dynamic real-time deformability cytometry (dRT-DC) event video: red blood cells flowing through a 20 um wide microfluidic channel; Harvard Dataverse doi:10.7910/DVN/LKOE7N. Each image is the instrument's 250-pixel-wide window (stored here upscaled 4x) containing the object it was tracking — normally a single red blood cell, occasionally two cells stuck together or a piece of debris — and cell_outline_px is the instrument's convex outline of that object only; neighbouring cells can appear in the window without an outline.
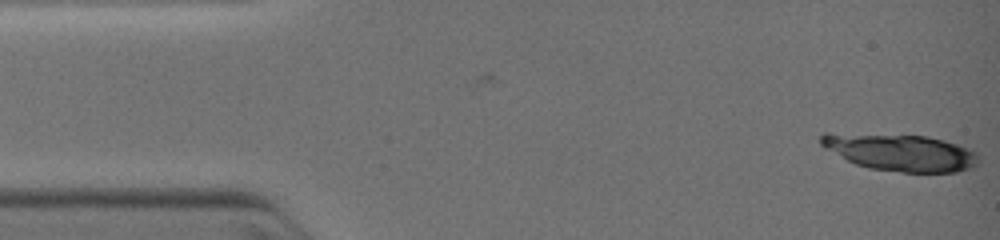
{"species": "common noctule bat (a hibernating species)", "species_latin": "Nyctalus noctula", "temperature_condition": "warm", "stored_images_in_passage": 50, "camera_frame_rate_fps": 3000, "um_per_image_px": 0.085, "animal": {"sex": "female", "body_mass_g": 19.0, "forearm_length_mm": 51.5}, "frame": {"image": 1, "passage_image": 1, "time_ms": 0.0, "image_size_px": [1000, 240], "cell_outline_px": [[976, 164], [972, 168], [956, 172], [900, 172], [868, 168], [856, 164], [824, 148], [820, 144], [820, 136], [824, 132], [828, 132], [928, 136], [944, 140], [972, 148], [976, 152]], "centroid_in_image_um": [76.51, 12.94], "position_along_channel_um": 8.5, "area_um2": 34.1}}
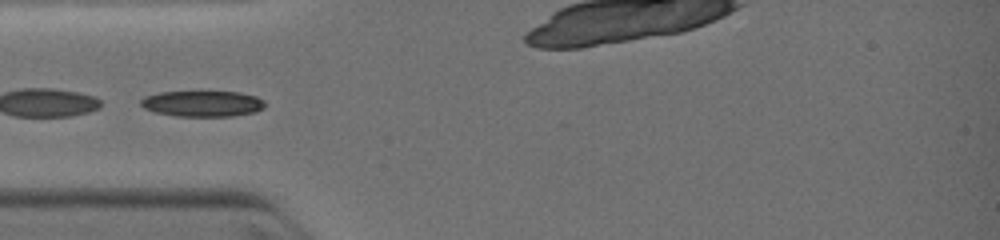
{"frame": {"image": 2, "passage_image": 33, "time_ms": 3.667, "image_size_px": [1000, 240], "cell_outline_px": [[264, 108], [256, 112], [232, 116], [176, 116], [156, 112], [144, 108], [140, 104], [140, 100], [144, 96], [160, 92], [200, 88], [240, 92], [256, 96], [264, 100]], "centroid_in_image_um": [17.21, 8.74], "position_along_channel_um": 67.8, "area_um2": 19.88}}